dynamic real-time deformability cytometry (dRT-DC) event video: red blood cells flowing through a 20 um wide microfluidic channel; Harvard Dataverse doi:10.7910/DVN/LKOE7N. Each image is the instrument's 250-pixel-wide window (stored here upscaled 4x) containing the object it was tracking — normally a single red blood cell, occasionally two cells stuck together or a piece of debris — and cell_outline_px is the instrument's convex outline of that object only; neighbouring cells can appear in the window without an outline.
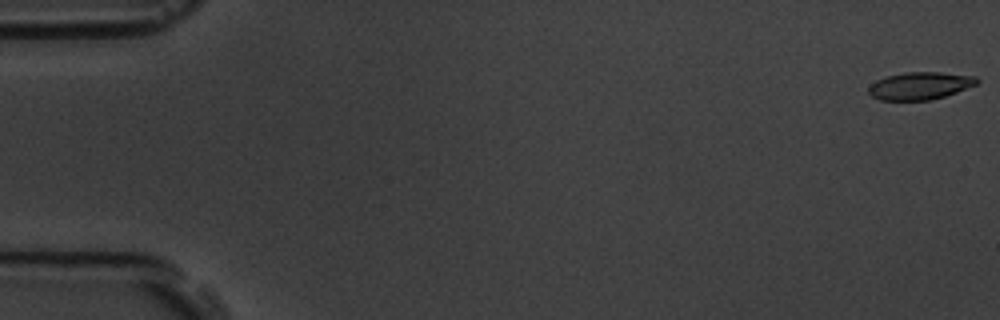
{"species": "common noctule bat (a hibernating species)", "species_latin": "Nyctalus noctula", "temperature_condition": "room temperature", "stored_images_in_passage": 10, "camera_frame_rate_fps": 3000, "um_per_image_px": 0.085, "animal": {"sex": "male", "body_mass_g": 19.5, "forearm_length_mm": 54.6}, "frame": {"image": 1, "passage_image": 1, "time_ms": 0.0, "image_size_px": [1000, 320], "cell_outline_px": [[980, 80], [976, 84], [956, 92], [944, 96], [928, 100], [880, 100], [872, 96], [868, 92], [868, 88], [876, 80], [888, 76], [904, 72], [940, 72], [976, 76]], "centroid_in_image_um": [78.2, 7.28], "position_along_channel_um": 6.8, "area_um2": 17.22}}
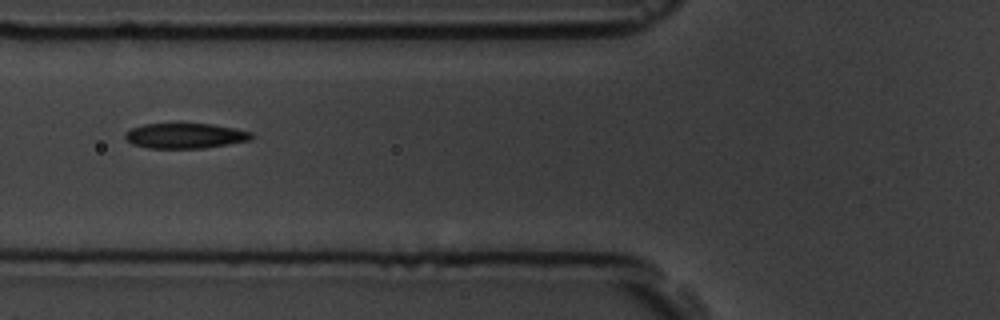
{"frame": {"image": 2, "passage_image": 7, "time_ms": 7.0, "image_size_px": [1000, 320], "cell_outline_px": [[256, 136], [252, 140], [204, 148], [148, 148], [132, 144], [124, 136], [124, 132], [132, 128], [144, 124], [212, 124], [236, 128], [252, 132]], "centroid_in_image_um": [15.79, 11.54], "position_along_channel_um": 110.0, "area_um2": 18.67}}
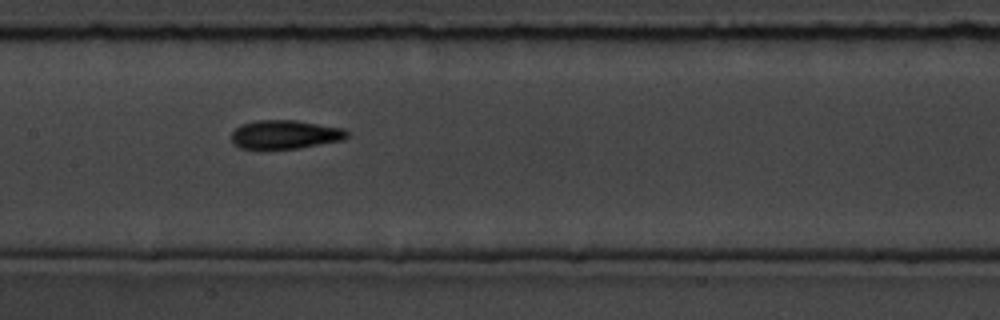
{"frame": {"image": 3, "passage_image": 9, "time_ms": 9.0, "image_size_px": [1000, 320], "cell_outline_px": [[348, 136], [340, 140], [300, 148], [240, 148], [232, 144], [232, 132], [240, 124], [256, 120], [296, 120], [344, 128], [348, 132]], "centroid_in_image_um": [24.21, 11.42], "position_along_channel_um": 183.2, "area_um2": 19.25}}